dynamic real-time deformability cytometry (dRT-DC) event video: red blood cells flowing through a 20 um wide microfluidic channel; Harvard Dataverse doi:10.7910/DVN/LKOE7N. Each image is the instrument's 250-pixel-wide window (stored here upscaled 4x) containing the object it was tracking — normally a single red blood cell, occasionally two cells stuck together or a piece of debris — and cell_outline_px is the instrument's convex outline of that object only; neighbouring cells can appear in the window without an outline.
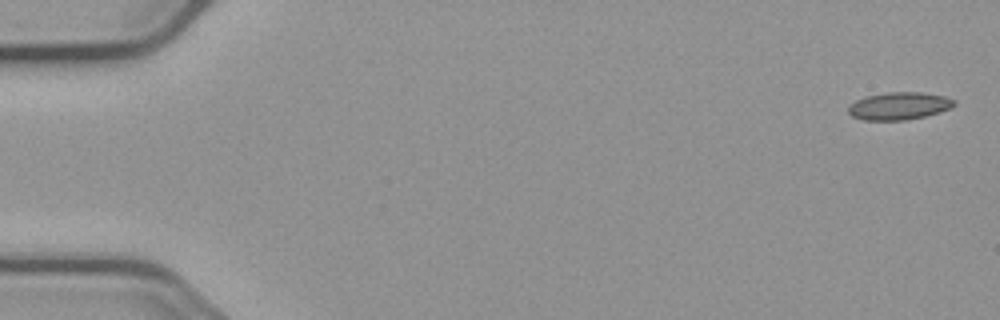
{"species": "common noctule bat (a hibernating species)", "species_latin": "Nyctalus noctula", "temperature_condition": "cold", "stored_images_in_passage": 5, "camera_frame_rate_fps": 3000, "um_per_image_px": 0.085, "animal": {"sex": "male", "body_mass_g": 23.1, "forearm_length_mm": 52.7}, "frame": {"image": 1, "passage_image": 1, "time_ms": 0.0, "image_size_px": [1000, 320], "cell_outline_px": [[956, 104], [940, 112], [924, 116], [904, 120], [864, 120], [852, 116], [848, 112], [848, 108], [856, 100], [864, 96], [888, 92], [920, 92], [944, 96], [956, 100]], "centroid_in_image_um": [76.41, 9.0], "position_along_channel_um": 8.6, "area_um2": 16.88}}
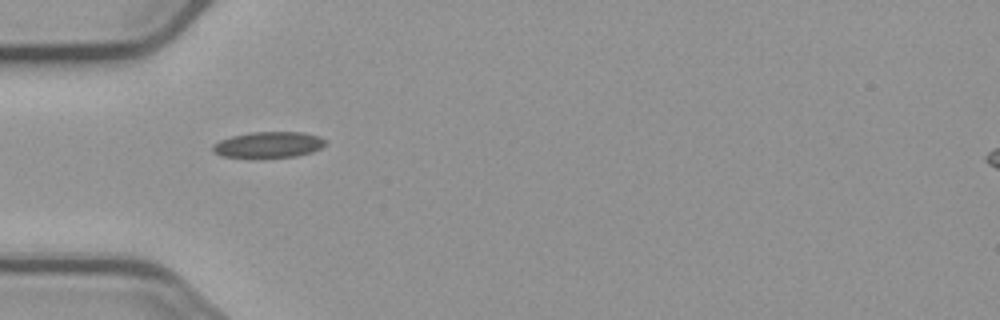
{"frame": {"image": 2, "passage_image": 4, "time_ms": 5.333, "image_size_px": [1000, 320], "cell_outline_px": [[324, 144], [320, 148], [312, 152], [296, 156], [220, 156], [212, 152], [212, 148], [220, 140], [232, 136], [252, 132], [304, 132], [320, 136], [324, 140]], "centroid_in_image_um": [22.84, 12.28], "position_along_channel_um": 62.2, "area_um2": 16.53}}
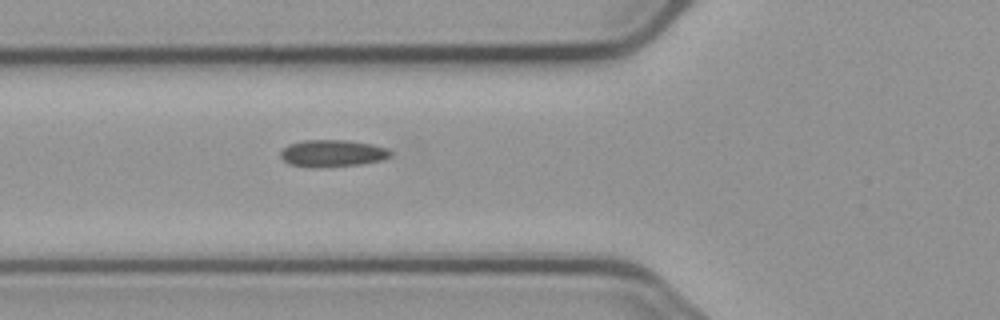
{"frame": {"image": 3, "passage_image": 5, "time_ms": 6.333, "image_size_px": [1000, 320], "cell_outline_px": [[392, 156], [380, 160], [360, 164], [288, 164], [280, 156], [280, 152], [288, 144], [304, 140], [348, 140], [372, 144], [388, 148], [392, 152]], "centroid_in_image_um": [28.32, 12.96], "position_along_channel_um": 97.5, "area_um2": 16.36}}